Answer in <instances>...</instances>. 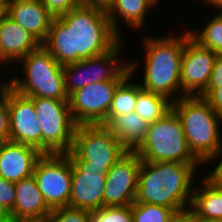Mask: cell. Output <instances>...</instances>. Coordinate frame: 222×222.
I'll use <instances>...</instances> for the list:
<instances>
[{
    "mask_svg": "<svg viewBox=\"0 0 222 222\" xmlns=\"http://www.w3.org/2000/svg\"><path fill=\"white\" fill-rule=\"evenodd\" d=\"M16 198L15 182L0 176V207L8 215L14 208Z\"/></svg>",
    "mask_w": 222,
    "mask_h": 222,
    "instance_id": "f546056e",
    "label": "cell"
},
{
    "mask_svg": "<svg viewBox=\"0 0 222 222\" xmlns=\"http://www.w3.org/2000/svg\"><path fill=\"white\" fill-rule=\"evenodd\" d=\"M47 10L58 17L72 9L83 5V0H40Z\"/></svg>",
    "mask_w": 222,
    "mask_h": 222,
    "instance_id": "4dcf8cb0",
    "label": "cell"
},
{
    "mask_svg": "<svg viewBox=\"0 0 222 222\" xmlns=\"http://www.w3.org/2000/svg\"><path fill=\"white\" fill-rule=\"evenodd\" d=\"M198 165L202 164L141 160L133 203L161 205L175 211L190 207Z\"/></svg>",
    "mask_w": 222,
    "mask_h": 222,
    "instance_id": "7a4b0ae2",
    "label": "cell"
},
{
    "mask_svg": "<svg viewBox=\"0 0 222 222\" xmlns=\"http://www.w3.org/2000/svg\"><path fill=\"white\" fill-rule=\"evenodd\" d=\"M25 77H12L8 84L18 93L28 97L68 100L65 90L63 66L41 45L20 60Z\"/></svg>",
    "mask_w": 222,
    "mask_h": 222,
    "instance_id": "52a82bcc",
    "label": "cell"
},
{
    "mask_svg": "<svg viewBox=\"0 0 222 222\" xmlns=\"http://www.w3.org/2000/svg\"><path fill=\"white\" fill-rule=\"evenodd\" d=\"M41 127V153H67L72 149L77 124L68 100L30 97Z\"/></svg>",
    "mask_w": 222,
    "mask_h": 222,
    "instance_id": "ba28073f",
    "label": "cell"
},
{
    "mask_svg": "<svg viewBox=\"0 0 222 222\" xmlns=\"http://www.w3.org/2000/svg\"><path fill=\"white\" fill-rule=\"evenodd\" d=\"M8 215L0 207V219H7Z\"/></svg>",
    "mask_w": 222,
    "mask_h": 222,
    "instance_id": "60d3db41",
    "label": "cell"
},
{
    "mask_svg": "<svg viewBox=\"0 0 222 222\" xmlns=\"http://www.w3.org/2000/svg\"><path fill=\"white\" fill-rule=\"evenodd\" d=\"M189 33L200 45L222 54V14L214 15L201 32L190 29Z\"/></svg>",
    "mask_w": 222,
    "mask_h": 222,
    "instance_id": "d4e9b609",
    "label": "cell"
},
{
    "mask_svg": "<svg viewBox=\"0 0 222 222\" xmlns=\"http://www.w3.org/2000/svg\"><path fill=\"white\" fill-rule=\"evenodd\" d=\"M122 39L112 29L107 13L83 4L53 18L42 46L65 66L107 53Z\"/></svg>",
    "mask_w": 222,
    "mask_h": 222,
    "instance_id": "6da1fadb",
    "label": "cell"
},
{
    "mask_svg": "<svg viewBox=\"0 0 222 222\" xmlns=\"http://www.w3.org/2000/svg\"><path fill=\"white\" fill-rule=\"evenodd\" d=\"M205 2H206V4L208 5H210V6H212V7H216V9H217V7H218V9H220L221 10V12L220 11H218V14H222V0H205Z\"/></svg>",
    "mask_w": 222,
    "mask_h": 222,
    "instance_id": "74e56055",
    "label": "cell"
},
{
    "mask_svg": "<svg viewBox=\"0 0 222 222\" xmlns=\"http://www.w3.org/2000/svg\"><path fill=\"white\" fill-rule=\"evenodd\" d=\"M106 174L93 168H72L69 206L95 211L104 207Z\"/></svg>",
    "mask_w": 222,
    "mask_h": 222,
    "instance_id": "9a60e30c",
    "label": "cell"
},
{
    "mask_svg": "<svg viewBox=\"0 0 222 222\" xmlns=\"http://www.w3.org/2000/svg\"><path fill=\"white\" fill-rule=\"evenodd\" d=\"M175 210L149 203H133L131 214L133 222H168Z\"/></svg>",
    "mask_w": 222,
    "mask_h": 222,
    "instance_id": "484cf974",
    "label": "cell"
},
{
    "mask_svg": "<svg viewBox=\"0 0 222 222\" xmlns=\"http://www.w3.org/2000/svg\"><path fill=\"white\" fill-rule=\"evenodd\" d=\"M217 54L189 36L181 58L180 84L184 96H201L211 77Z\"/></svg>",
    "mask_w": 222,
    "mask_h": 222,
    "instance_id": "7c38bea8",
    "label": "cell"
},
{
    "mask_svg": "<svg viewBox=\"0 0 222 222\" xmlns=\"http://www.w3.org/2000/svg\"><path fill=\"white\" fill-rule=\"evenodd\" d=\"M191 222H217V221H211V220H205V219L199 218L196 215H194V213L192 211V221Z\"/></svg>",
    "mask_w": 222,
    "mask_h": 222,
    "instance_id": "ab89813d",
    "label": "cell"
},
{
    "mask_svg": "<svg viewBox=\"0 0 222 222\" xmlns=\"http://www.w3.org/2000/svg\"><path fill=\"white\" fill-rule=\"evenodd\" d=\"M140 166L139 155L128 151L109 169L105 179L104 207L133 204Z\"/></svg>",
    "mask_w": 222,
    "mask_h": 222,
    "instance_id": "4fadbf2b",
    "label": "cell"
},
{
    "mask_svg": "<svg viewBox=\"0 0 222 222\" xmlns=\"http://www.w3.org/2000/svg\"><path fill=\"white\" fill-rule=\"evenodd\" d=\"M15 192L14 208L8 216L46 219L51 213L34 176L15 182Z\"/></svg>",
    "mask_w": 222,
    "mask_h": 222,
    "instance_id": "d6986e66",
    "label": "cell"
},
{
    "mask_svg": "<svg viewBox=\"0 0 222 222\" xmlns=\"http://www.w3.org/2000/svg\"><path fill=\"white\" fill-rule=\"evenodd\" d=\"M37 148L30 145L2 141L0 145V176L17 182L33 176L34 167L42 155Z\"/></svg>",
    "mask_w": 222,
    "mask_h": 222,
    "instance_id": "2e32d148",
    "label": "cell"
},
{
    "mask_svg": "<svg viewBox=\"0 0 222 222\" xmlns=\"http://www.w3.org/2000/svg\"><path fill=\"white\" fill-rule=\"evenodd\" d=\"M115 0H83V4L108 13L113 7Z\"/></svg>",
    "mask_w": 222,
    "mask_h": 222,
    "instance_id": "e575fe53",
    "label": "cell"
},
{
    "mask_svg": "<svg viewBox=\"0 0 222 222\" xmlns=\"http://www.w3.org/2000/svg\"><path fill=\"white\" fill-rule=\"evenodd\" d=\"M201 97H203L211 108L222 117V87L207 88Z\"/></svg>",
    "mask_w": 222,
    "mask_h": 222,
    "instance_id": "1f68e13d",
    "label": "cell"
},
{
    "mask_svg": "<svg viewBox=\"0 0 222 222\" xmlns=\"http://www.w3.org/2000/svg\"><path fill=\"white\" fill-rule=\"evenodd\" d=\"M91 211L70 206L52 209L46 222H90Z\"/></svg>",
    "mask_w": 222,
    "mask_h": 222,
    "instance_id": "83f0119b",
    "label": "cell"
},
{
    "mask_svg": "<svg viewBox=\"0 0 222 222\" xmlns=\"http://www.w3.org/2000/svg\"><path fill=\"white\" fill-rule=\"evenodd\" d=\"M121 40L111 51L63 66L65 90L68 96L75 90L97 82L125 80L131 73L129 64L118 62ZM100 65V66H99Z\"/></svg>",
    "mask_w": 222,
    "mask_h": 222,
    "instance_id": "9c48e42d",
    "label": "cell"
},
{
    "mask_svg": "<svg viewBox=\"0 0 222 222\" xmlns=\"http://www.w3.org/2000/svg\"><path fill=\"white\" fill-rule=\"evenodd\" d=\"M0 222H6V219H0Z\"/></svg>",
    "mask_w": 222,
    "mask_h": 222,
    "instance_id": "b9f144b4",
    "label": "cell"
},
{
    "mask_svg": "<svg viewBox=\"0 0 222 222\" xmlns=\"http://www.w3.org/2000/svg\"><path fill=\"white\" fill-rule=\"evenodd\" d=\"M124 80L86 85L69 95V108L77 125L102 124L108 116L117 87Z\"/></svg>",
    "mask_w": 222,
    "mask_h": 222,
    "instance_id": "8fae6325",
    "label": "cell"
},
{
    "mask_svg": "<svg viewBox=\"0 0 222 222\" xmlns=\"http://www.w3.org/2000/svg\"><path fill=\"white\" fill-rule=\"evenodd\" d=\"M202 183L200 188L193 190L190 208L199 218L222 222V188L205 178Z\"/></svg>",
    "mask_w": 222,
    "mask_h": 222,
    "instance_id": "44dd1931",
    "label": "cell"
},
{
    "mask_svg": "<svg viewBox=\"0 0 222 222\" xmlns=\"http://www.w3.org/2000/svg\"><path fill=\"white\" fill-rule=\"evenodd\" d=\"M222 87V54H217L207 88Z\"/></svg>",
    "mask_w": 222,
    "mask_h": 222,
    "instance_id": "d6a6232c",
    "label": "cell"
},
{
    "mask_svg": "<svg viewBox=\"0 0 222 222\" xmlns=\"http://www.w3.org/2000/svg\"><path fill=\"white\" fill-rule=\"evenodd\" d=\"M42 44L6 14L0 16V64L20 61Z\"/></svg>",
    "mask_w": 222,
    "mask_h": 222,
    "instance_id": "ac0fdd59",
    "label": "cell"
},
{
    "mask_svg": "<svg viewBox=\"0 0 222 222\" xmlns=\"http://www.w3.org/2000/svg\"><path fill=\"white\" fill-rule=\"evenodd\" d=\"M8 109L10 118L9 140L30 145L41 152V127L33 100L8 84Z\"/></svg>",
    "mask_w": 222,
    "mask_h": 222,
    "instance_id": "5bb4252c",
    "label": "cell"
},
{
    "mask_svg": "<svg viewBox=\"0 0 222 222\" xmlns=\"http://www.w3.org/2000/svg\"><path fill=\"white\" fill-rule=\"evenodd\" d=\"M136 63L129 62L130 75L117 87L107 119L101 124L106 126L114 117L125 115L135 110L138 93L142 87L138 83L129 82L135 73Z\"/></svg>",
    "mask_w": 222,
    "mask_h": 222,
    "instance_id": "603a6c76",
    "label": "cell"
},
{
    "mask_svg": "<svg viewBox=\"0 0 222 222\" xmlns=\"http://www.w3.org/2000/svg\"><path fill=\"white\" fill-rule=\"evenodd\" d=\"M11 0H0V15L6 14Z\"/></svg>",
    "mask_w": 222,
    "mask_h": 222,
    "instance_id": "f35d334b",
    "label": "cell"
},
{
    "mask_svg": "<svg viewBox=\"0 0 222 222\" xmlns=\"http://www.w3.org/2000/svg\"><path fill=\"white\" fill-rule=\"evenodd\" d=\"M33 176L51 209L69 206L72 165L67 153H43L35 164Z\"/></svg>",
    "mask_w": 222,
    "mask_h": 222,
    "instance_id": "30bf717a",
    "label": "cell"
},
{
    "mask_svg": "<svg viewBox=\"0 0 222 222\" xmlns=\"http://www.w3.org/2000/svg\"><path fill=\"white\" fill-rule=\"evenodd\" d=\"M174 97L172 109L181 121L185 139L193 156L202 164L219 157L222 152V117L201 96L182 94Z\"/></svg>",
    "mask_w": 222,
    "mask_h": 222,
    "instance_id": "3957f363",
    "label": "cell"
},
{
    "mask_svg": "<svg viewBox=\"0 0 222 222\" xmlns=\"http://www.w3.org/2000/svg\"><path fill=\"white\" fill-rule=\"evenodd\" d=\"M157 2V0H115L113 7L107 13L112 29L120 36L118 25L121 18L126 25L133 26V29L139 28L146 19L148 9L155 7Z\"/></svg>",
    "mask_w": 222,
    "mask_h": 222,
    "instance_id": "7402d4cb",
    "label": "cell"
},
{
    "mask_svg": "<svg viewBox=\"0 0 222 222\" xmlns=\"http://www.w3.org/2000/svg\"><path fill=\"white\" fill-rule=\"evenodd\" d=\"M10 118L8 109V82L0 85V138L9 140Z\"/></svg>",
    "mask_w": 222,
    "mask_h": 222,
    "instance_id": "f1b7e54d",
    "label": "cell"
},
{
    "mask_svg": "<svg viewBox=\"0 0 222 222\" xmlns=\"http://www.w3.org/2000/svg\"><path fill=\"white\" fill-rule=\"evenodd\" d=\"M127 148L104 125H77L72 149L67 152L72 168H93L107 174Z\"/></svg>",
    "mask_w": 222,
    "mask_h": 222,
    "instance_id": "5b68a950",
    "label": "cell"
},
{
    "mask_svg": "<svg viewBox=\"0 0 222 222\" xmlns=\"http://www.w3.org/2000/svg\"><path fill=\"white\" fill-rule=\"evenodd\" d=\"M217 163L218 164L214 167V169L209 171L208 175L204 178L214 186L222 188V158L220 159V162Z\"/></svg>",
    "mask_w": 222,
    "mask_h": 222,
    "instance_id": "836d02e7",
    "label": "cell"
},
{
    "mask_svg": "<svg viewBox=\"0 0 222 222\" xmlns=\"http://www.w3.org/2000/svg\"><path fill=\"white\" fill-rule=\"evenodd\" d=\"M90 222H133L131 205L102 207L92 211Z\"/></svg>",
    "mask_w": 222,
    "mask_h": 222,
    "instance_id": "4316f807",
    "label": "cell"
},
{
    "mask_svg": "<svg viewBox=\"0 0 222 222\" xmlns=\"http://www.w3.org/2000/svg\"><path fill=\"white\" fill-rule=\"evenodd\" d=\"M133 151L148 162L201 164L191 153L181 121L173 109L149 124L145 138Z\"/></svg>",
    "mask_w": 222,
    "mask_h": 222,
    "instance_id": "8992f818",
    "label": "cell"
},
{
    "mask_svg": "<svg viewBox=\"0 0 222 222\" xmlns=\"http://www.w3.org/2000/svg\"><path fill=\"white\" fill-rule=\"evenodd\" d=\"M6 222H46V220L38 218H17L13 216H8Z\"/></svg>",
    "mask_w": 222,
    "mask_h": 222,
    "instance_id": "8d00e7d4",
    "label": "cell"
},
{
    "mask_svg": "<svg viewBox=\"0 0 222 222\" xmlns=\"http://www.w3.org/2000/svg\"><path fill=\"white\" fill-rule=\"evenodd\" d=\"M192 209L190 207L175 211L168 222H191Z\"/></svg>",
    "mask_w": 222,
    "mask_h": 222,
    "instance_id": "d590c367",
    "label": "cell"
},
{
    "mask_svg": "<svg viewBox=\"0 0 222 222\" xmlns=\"http://www.w3.org/2000/svg\"><path fill=\"white\" fill-rule=\"evenodd\" d=\"M172 109L168 98L142 89L137 96L135 112L149 124L159 120Z\"/></svg>",
    "mask_w": 222,
    "mask_h": 222,
    "instance_id": "cb8c5ba5",
    "label": "cell"
},
{
    "mask_svg": "<svg viewBox=\"0 0 222 222\" xmlns=\"http://www.w3.org/2000/svg\"><path fill=\"white\" fill-rule=\"evenodd\" d=\"M189 36V29H186L180 37L169 35L143 40L146 59L144 83L140 84L142 89L162 95L172 102L171 96L181 93V58Z\"/></svg>",
    "mask_w": 222,
    "mask_h": 222,
    "instance_id": "277c9868",
    "label": "cell"
},
{
    "mask_svg": "<svg viewBox=\"0 0 222 222\" xmlns=\"http://www.w3.org/2000/svg\"><path fill=\"white\" fill-rule=\"evenodd\" d=\"M106 127L128 151H133L145 138L149 123L133 111L114 117Z\"/></svg>",
    "mask_w": 222,
    "mask_h": 222,
    "instance_id": "ffe728a7",
    "label": "cell"
},
{
    "mask_svg": "<svg viewBox=\"0 0 222 222\" xmlns=\"http://www.w3.org/2000/svg\"><path fill=\"white\" fill-rule=\"evenodd\" d=\"M6 15L41 44L45 42L54 18L40 0H11Z\"/></svg>",
    "mask_w": 222,
    "mask_h": 222,
    "instance_id": "e0dca14e",
    "label": "cell"
}]
</instances>
